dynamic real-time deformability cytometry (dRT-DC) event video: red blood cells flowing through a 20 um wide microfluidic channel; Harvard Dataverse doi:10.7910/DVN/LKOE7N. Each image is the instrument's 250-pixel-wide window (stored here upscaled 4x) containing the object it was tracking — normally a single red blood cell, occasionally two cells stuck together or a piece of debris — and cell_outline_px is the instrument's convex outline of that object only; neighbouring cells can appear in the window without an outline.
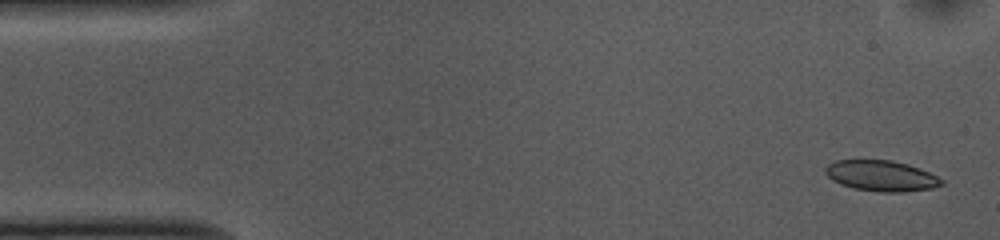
{"species": "common noctule bat (a hibernating species)", "species_latin": "Nyctalus noctula", "temperature_condition": "cold", "stored_images_in_passage": 52, "camera_frame_rate_fps": 3000, "um_per_image_px": 0.085, "animal": {"sex": "female", "body_mass_g": 10.0, "forearm_length_mm": 53.1}, "frame": {"image": 1, "passage_image": 2, "time_ms": 0.333, "image_size_px": [1000, 240], "cell_outline_px": [[944, 184], [932, 188], [904, 192], [880, 192], [856, 188], [840, 184], [832, 180], [824, 172], [824, 168], [828, 164], [836, 160], [892, 160], [908, 164], [920, 168], [944, 180]], "centroid_in_image_um": [74.91, 14.94], "position_along_channel_um": 10.1, "area_um2": 20.81}}
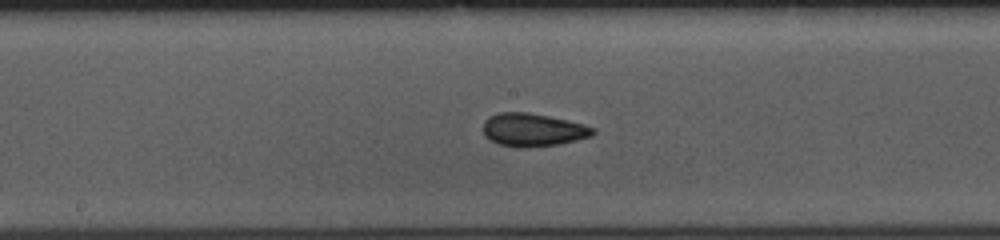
{"frame": {"image": 2, "passage_image": 26, "time_ms": 8.333, "image_size_px": [1000, 240], "cell_outline_px": [[596, 132], [592, 136], [560, 144], [520, 148], [516, 148], [500, 144], [484, 136], [484, 120], [488, 116], [496, 112], [528, 112], [568, 120], [584, 124], [596, 128]], "centroid_in_image_um": [45.31, 11.03], "position_along_channel_um": 202.9, "area_um2": 21.33}}
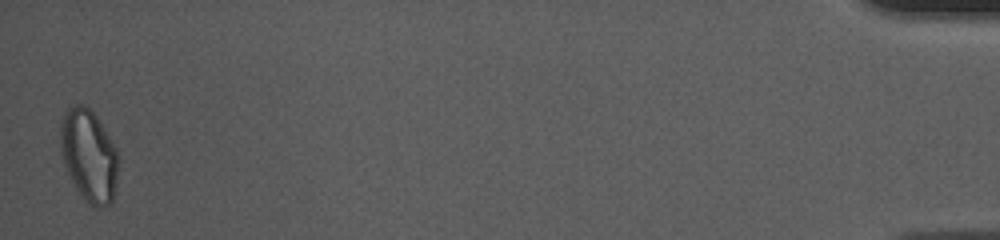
{"frame": {"image": 3, "passage_image": 52, "time_ms": 17.0, "image_size_px": [1000, 240], "cell_outline_px": [[120, 156], [116, 184], [112, 200], [108, 204], [100, 208], [88, 204], [80, 196], [64, 164], [60, 152], [60, 124], [64, 108], [76, 104], [84, 104], [96, 116], [116, 148]], "centroid_in_image_um": [7.54, 13.2], "position_along_channel_um": 427.7, "area_um2": 31.44}, "authors_computed_cell_mechanics": {"area_um2": 20.9814, "velocity_mm_per_s": 3.7086, "shape_relaxation_time_tau1_ms": 4.0115, "shape_relaxation_time_tau2_ms": 1.7652, "deformation_change_tau1": 0.1007, "deformation_change_tau2": 0.0626}}